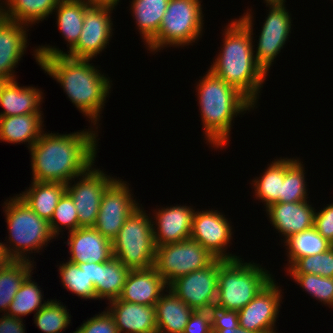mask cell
I'll use <instances>...</instances> for the list:
<instances>
[{"label":"cell","instance_id":"27","mask_svg":"<svg viewBox=\"0 0 333 333\" xmlns=\"http://www.w3.org/2000/svg\"><path fill=\"white\" fill-rule=\"evenodd\" d=\"M4 1V6L2 3V6L0 5V14L10 20L29 26L39 23V21H43L49 15H52L60 0Z\"/></svg>","mask_w":333,"mask_h":333},{"label":"cell","instance_id":"34","mask_svg":"<svg viewBox=\"0 0 333 333\" xmlns=\"http://www.w3.org/2000/svg\"><path fill=\"white\" fill-rule=\"evenodd\" d=\"M64 288L83 299H96L94 284L87 275V263L75 264L67 260L59 266Z\"/></svg>","mask_w":333,"mask_h":333},{"label":"cell","instance_id":"31","mask_svg":"<svg viewBox=\"0 0 333 333\" xmlns=\"http://www.w3.org/2000/svg\"><path fill=\"white\" fill-rule=\"evenodd\" d=\"M33 261L8 260L0 269V312H6L15 294L25 281L32 274Z\"/></svg>","mask_w":333,"mask_h":333},{"label":"cell","instance_id":"28","mask_svg":"<svg viewBox=\"0 0 333 333\" xmlns=\"http://www.w3.org/2000/svg\"><path fill=\"white\" fill-rule=\"evenodd\" d=\"M90 5L87 0H60L54 12L57 13V26L64 40L69 44L70 51L79 40L84 11Z\"/></svg>","mask_w":333,"mask_h":333},{"label":"cell","instance_id":"20","mask_svg":"<svg viewBox=\"0 0 333 333\" xmlns=\"http://www.w3.org/2000/svg\"><path fill=\"white\" fill-rule=\"evenodd\" d=\"M315 208L306 201L279 202L266 208L270 223L273 227L288 239L304 230L313 227Z\"/></svg>","mask_w":333,"mask_h":333},{"label":"cell","instance_id":"22","mask_svg":"<svg viewBox=\"0 0 333 333\" xmlns=\"http://www.w3.org/2000/svg\"><path fill=\"white\" fill-rule=\"evenodd\" d=\"M109 313L119 333H151L157 331L156 307L115 299L109 302Z\"/></svg>","mask_w":333,"mask_h":333},{"label":"cell","instance_id":"18","mask_svg":"<svg viewBox=\"0 0 333 333\" xmlns=\"http://www.w3.org/2000/svg\"><path fill=\"white\" fill-rule=\"evenodd\" d=\"M69 260L75 264L107 262L113 257L112 241L93 227L78 228L69 233Z\"/></svg>","mask_w":333,"mask_h":333},{"label":"cell","instance_id":"51","mask_svg":"<svg viewBox=\"0 0 333 333\" xmlns=\"http://www.w3.org/2000/svg\"><path fill=\"white\" fill-rule=\"evenodd\" d=\"M5 263H0V269L2 268V266L4 265Z\"/></svg>","mask_w":333,"mask_h":333},{"label":"cell","instance_id":"7","mask_svg":"<svg viewBox=\"0 0 333 333\" xmlns=\"http://www.w3.org/2000/svg\"><path fill=\"white\" fill-rule=\"evenodd\" d=\"M142 208L139 206L127 217L112 240L113 257L130 270L150 268L155 262L156 246L152 219Z\"/></svg>","mask_w":333,"mask_h":333},{"label":"cell","instance_id":"41","mask_svg":"<svg viewBox=\"0 0 333 333\" xmlns=\"http://www.w3.org/2000/svg\"><path fill=\"white\" fill-rule=\"evenodd\" d=\"M73 333H119V330L113 316L105 310L87 319Z\"/></svg>","mask_w":333,"mask_h":333},{"label":"cell","instance_id":"6","mask_svg":"<svg viewBox=\"0 0 333 333\" xmlns=\"http://www.w3.org/2000/svg\"><path fill=\"white\" fill-rule=\"evenodd\" d=\"M241 259H219L218 308L240 311L273 279L261 265Z\"/></svg>","mask_w":333,"mask_h":333},{"label":"cell","instance_id":"24","mask_svg":"<svg viewBox=\"0 0 333 333\" xmlns=\"http://www.w3.org/2000/svg\"><path fill=\"white\" fill-rule=\"evenodd\" d=\"M42 113L0 117V140L20 144L28 142L30 149L44 132Z\"/></svg>","mask_w":333,"mask_h":333},{"label":"cell","instance_id":"50","mask_svg":"<svg viewBox=\"0 0 333 333\" xmlns=\"http://www.w3.org/2000/svg\"><path fill=\"white\" fill-rule=\"evenodd\" d=\"M6 82H7V79H6L4 76L0 75V91H1L2 86H3Z\"/></svg>","mask_w":333,"mask_h":333},{"label":"cell","instance_id":"3","mask_svg":"<svg viewBox=\"0 0 333 333\" xmlns=\"http://www.w3.org/2000/svg\"><path fill=\"white\" fill-rule=\"evenodd\" d=\"M39 66L61 84L79 111L98 125L100 112L110 92L111 80L95 68L91 59H74L66 55L38 58Z\"/></svg>","mask_w":333,"mask_h":333},{"label":"cell","instance_id":"47","mask_svg":"<svg viewBox=\"0 0 333 333\" xmlns=\"http://www.w3.org/2000/svg\"><path fill=\"white\" fill-rule=\"evenodd\" d=\"M213 333H254L242 327H228L225 329H212Z\"/></svg>","mask_w":333,"mask_h":333},{"label":"cell","instance_id":"36","mask_svg":"<svg viewBox=\"0 0 333 333\" xmlns=\"http://www.w3.org/2000/svg\"><path fill=\"white\" fill-rule=\"evenodd\" d=\"M31 275L25 279L15 294L14 299L10 303L7 315L21 319L22 316L30 314L33 311L36 314L47 304L46 301L42 303V290H40L41 288L37 285V282L31 280Z\"/></svg>","mask_w":333,"mask_h":333},{"label":"cell","instance_id":"35","mask_svg":"<svg viewBox=\"0 0 333 333\" xmlns=\"http://www.w3.org/2000/svg\"><path fill=\"white\" fill-rule=\"evenodd\" d=\"M302 163L299 159L285 158V175L279 202H300L309 198Z\"/></svg>","mask_w":333,"mask_h":333},{"label":"cell","instance_id":"46","mask_svg":"<svg viewBox=\"0 0 333 333\" xmlns=\"http://www.w3.org/2000/svg\"><path fill=\"white\" fill-rule=\"evenodd\" d=\"M97 274H98V263H88L87 262V275L88 278L92 281L95 288V280H97Z\"/></svg>","mask_w":333,"mask_h":333},{"label":"cell","instance_id":"9","mask_svg":"<svg viewBox=\"0 0 333 333\" xmlns=\"http://www.w3.org/2000/svg\"><path fill=\"white\" fill-rule=\"evenodd\" d=\"M115 9L111 6L90 4L84 11V22L77 44L66 53L55 46H38L34 51V58L39 65L38 58L66 55L74 59H93L100 54L113 34L111 13Z\"/></svg>","mask_w":333,"mask_h":333},{"label":"cell","instance_id":"29","mask_svg":"<svg viewBox=\"0 0 333 333\" xmlns=\"http://www.w3.org/2000/svg\"><path fill=\"white\" fill-rule=\"evenodd\" d=\"M169 0H132L131 12L146 45L157 35Z\"/></svg>","mask_w":333,"mask_h":333},{"label":"cell","instance_id":"45","mask_svg":"<svg viewBox=\"0 0 333 333\" xmlns=\"http://www.w3.org/2000/svg\"><path fill=\"white\" fill-rule=\"evenodd\" d=\"M0 318V333H25V324L22 318H16L6 313Z\"/></svg>","mask_w":333,"mask_h":333},{"label":"cell","instance_id":"48","mask_svg":"<svg viewBox=\"0 0 333 333\" xmlns=\"http://www.w3.org/2000/svg\"><path fill=\"white\" fill-rule=\"evenodd\" d=\"M92 5L117 6L119 0H87Z\"/></svg>","mask_w":333,"mask_h":333},{"label":"cell","instance_id":"38","mask_svg":"<svg viewBox=\"0 0 333 333\" xmlns=\"http://www.w3.org/2000/svg\"><path fill=\"white\" fill-rule=\"evenodd\" d=\"M287 272L333 277V246L326 252L297 259L290 267H287Z\"/></svg>","mask_w":333,"mask_h":333},{"label":"cell","instance_id":"17","mask_svg":"<svg viewBox=\"0 0 333 333\" xmlns=\"http://www.w3.org/2000/svg\"><path fill=\"white\" fill-rule=\"evenodd\" d=\"M194 213L195 210L186 205L158 209L152 221L155 246L190 239Z\"/></svg>","mask_w":333,"mask_h":333},{"label":"cell","instance_id":"13","mask_svg":"<svg viewBox=\"0 0 333 333\" xmlns=\"http://www.w3.org/2000/svg\"><path fill=\"white\" fill-rule=\"evenodd\" d=\"M219 258L174 280L168 288L194 311H210L217 300Z\"/></svg>","mask_w":333,"mask_h":333},{"label":"cell","instance_id":"15","mask_svg":"<svg viewBox=\"0 0 333 333\" xmlns=\"http://www.w3.org/2000/svg\"><path fill=\"white\" fill-rule=\"evenodd\" d=\"M218 210L195 211L193 216L190 238L213 256L223 260L239 258L236 255L226 253L228 244L232 240V226L225 215Z\"/></svg>","mask_w":333,"mask_h":333},{"label":"cell","instance_id":"21","mask_svg":"<svg viewBox=\"0 0 333 333\" xmlns=\"http://www.w3.org/2000/svg\"><path fill=\"white\" fill-rule=\"evenodd\" d=\"M27 28L0 14V75L7 80L16 79L14 68H17L28 46Z\"/></svg>","mask_w":333,"mask_h":333},{"label":"cell","instance_id":"39","mask_svg":"<svg viewBox=\"0 0 333 333\" xmlns=\"http://www.w3.org/2000/svg\"><path fill=\"white\" fill-rule=\"evenodd\" d=\"M313 298L323 304L333 307V277H323L314 274H290Z\"/></svg>","mask_w":333,"mask_h":333},{"label":"cell","instance_id":"40","mask_svg":"<svg viewBox=\"0 0 333 333\" xmlns=\"http://www.w3.org/2000/svg\"><path fill=\"white\" fill-rule=\"evenodd\" d=\"M62 225L63 227L66 226L65 228L69 229L68 233L81 228L78 223L76 207L73 200L67 193L61 197L55 211L53 212L51 220L49 221L51 232L55 238L59 236V232H63L61 230L63 228Z\"/></svg>","mask_w":333,"mask_h":333},{"label":"cell","instance_id":"16","mask_svg":"<svg viewBox=\"0 0 333 333\" xmlns=\"http://www.w3.org/2000/svg\"><path fill=\"white\" fill-rule=\"evenodd\" d=\"M274 278L240 311L239 326L254 333H276L282 294Z\"/></svg>","mask_w":333,"mask_h":333},{"label":"cell","instance_id":"44","mask_svg":"<svg viewBox=\"0 0 333 333\" xmlns=\"http://www.w3.org/2000/svg\"><path fill=\"white\" fill-rule=\"evenodd\" d=\"M210 313L212 318V329L239 327L238 311L224 310L213 306Z\"/></svg>","mask_w":333,"mask_h":333},{"label":"cell","instance_id":"5","mask_svg":"<svg viewBox=\"0 0 333 333\" xmlns=\"http://www.w3.org/2000/svg\"><path fill=\"white\" fill-rule=\"evenodd\" d=\"M4 205L10 243L9 246L3 244L4 252L9 260L29 261L28 252L39 253L54 239L49 222L40 218L18 194L7 199Z\"/></svg>","mask_w":333,"mask_h":333},{"label":"cell","instance_id":"26","mask_svg":"<svg viewBox=\"0 0 333 333\" xmlns=\"http://www.w3.org/2000/svg\"><path fill=\"white\" fill-rule=\"evenodd\" d=\"M26 191L19 193V197L40 217L48 222L53 212L66 193V184L57 182L33 181Z\"/></svg>","mask_w":333,"mask_h":333},{"label":"cell","instance_id":"30","mask_svg":"<svg viewBox=\"0 0 333 333\" xmlns=\"http://www.w3.org/2000/svg\"><path fill=\"white\" fill-rule=\"evenodd\" d=\"M129 271L128 267L114 257L107 262L98 263L96 299H107L109 302L118 299Z\"/></svg>","mask_w":333,"mask_h":333},{"label":"cell","instance_id":"23","mask_svg":"<svg viewBox=\"0 0 333 333\" xmlns=\"http://www.w3.org/2000/svg\"><path fill=\"white\" fill-rule=\"evenodd\" d=\"M16 79L7 80L0 91V105L4 111L0 117L24 115L28 113H42L40 104L43 93L36 87L19 86Z\"/></svg>","mask_w":333,"mask_h":333},{"label":"cell","instance_id":"4","mask_svg":"<svg viewBox=\"0 0 333 333\" xmlns=\"http://www.w3.org/2000/svg\"><path fill=\"white\" fill-rule=\"evenodd\" d=\"M206 73L196 87L204 138L212 147L222 149L228 145L234 117L255 106L209 69Z\"/></svg>","mask_w":333,"mask_h":333},{"label":"cell","instance_id":"37","mask_svg":"<svg viewBox=\"0 0 333 333\" xmlns=\"http://www.w3.org/2000/svg\"><path fill=\"white\" fill-rule=\"evenodd\" d=\"M34 323L44 333H63L71 323V315L66 306L48 299L47 304L34 314Z\"/></svg>","mask_w":333,"mask_h":333},{"label":"cell","instance_id":"8","mask_svg":"<svg viewBox=\"0 0 333 333\" xmlns=\"http://www.w3.org/2000/svg\"><path fill=\"white\" fill-rule=\"evenodd\" d=\"M200 0H169L157 35L147 44L158 52L164 47L192 45L203 33V11Z\"/></svg>","mask_w":333,"mask_h":333},{"label":"cell","instance_id":"42","mask_svg":"<svg viewBox=\"0 0 333 333\" xmlns=\"http://www.w3.org/2000/svg\"><path fill=\"white\" fill-rule=\"evenodd\" d=\"M313 227L317 232L333 244V203L315 211Z\"/></svg>","mask_w":333,"mask_h":333},{"label":"cell","instance_id":"11","mask_svg":"<svg viewBox=\"0 0 333 333\" xmlns=\"http://www.w3.org/2000/svg\"><path fill=\"white\" fill-rule=\"evenodd\" d=\"M269 14L263 23L254 54L257 64L268 75L272 62L286 44L291 33V15L286 10L285 0H264Z\"/></svg>","mask_w":333,"mask_h":333},{"label":"cell","instance_id":"32","mask_svg":"<svg viewBox=\"0 0 333 333\" xmlns=\"http://www.w3.org/2000/svg\"><path fill=\"white\" fill-rule=\"evenodd\" d=\"M260 177L252 180L256 199L264 202L265 208L274 203H279L282 184L285 175V158L272 161Z\"/></svg>","mask_w":333,"mask_h":333},{"label":"cell","instance_id":"43","mask_svg":"<svg viewBox=\"0 0 333 333\" xmlns=\"http://www.w3.org/2000/svg\"><path fill=\"white\" fill-rule=\"evenodd\" d=\"M183 333H213L210 311H193Z\"/></svg>","mask_w":333,"mask_h":333},{"label":"cell","instance_id":"19","mask_svg":"<svg viewBox=\"0 0 333 333\" xmlns=\"http://www.w3.org/2000/svg\"><path fill=\"white\" fill-rule=\"evenodd\" d=\"M168 285L154 266L131 269L127 275L119 300L128 303L155 306Z\"/></svg>","mask_w":333,"mask_h":333},{"label":"cell","instance_id":"12","mask_svg":"<svg viewBox=\"0 0 333 333\" xmlns=\"http://www.w3.org/2000/svg\"><path fill=\"white\" fill-rule=\"evenodd\" d=\"M79 181L66 184V193L71 197L78 214L81 228L93 227L100 209L101 199L106 188L116 179L102 170L94 168V164L79 176Z\"/></svg>","mask_w":333,"mask_h":333},{"label":"cell","instance_id":"10","mask_svg":"<svg viewBox=\"0 0 333 333\" xmlns=\"http://www.w3.org/2000/svg\"><path fill=\"white\" fill-rule=\"evenodd\" d=\"M215 259L207 249L190 238L156 247L154 267L169 286L177 278L203 269Z\"/></svg>","mask_w":333,"mask_h":333},{"label":"cell","instance_id":"33","mask_svg":"<svg viewBox=\"0 0 333 333\" xmlns=\"http://www.w3.org/2000/svg\"><path fill=\"white\" fill-rule=\"evenodd\" d=\"M288 249V266L290 267L297 259L305 256L316 255L326 252L333 244L326 238H323L317 230L312 227L303 232L291 235L288 239L283 240Z\"/></svg>","mask_w":333,"mask_h":333},{"label":"cell","instance_id":"1","mask_svg":"<svg viewBox=\"0 0 333 333\" xmlns=\"http://www.w3.org/2000/svg\"><path fill=\"white\" fill-rule=\"evenodd\" d=\"M96 132L93 127L70 134L43 132L29 149L33 181L67 184L79 178L95 163Z\"/></svg>","mask_w":333,"mask_h":333},{"label":"cell","instance_id":"14","mask_svg":"<svg viewBox=\"0 0 333 333\" xmlns=\"http://www.w3.org/2000/svg\"><path fill=\"white\" fill-rule=\"evenodd\" d=\"M122 180L116 178L104 191L93 226L111 241L117 236L127 217L140 206L133 199L127 182Z\"/></svg>","mask_w":333,"mask_h":333},{"label":"cell","instance_id":"25","mask_svg":"<svg viewBox=\"0 0 333 333\" xmlns=\"http://www.w3.org/2000/svg\"><path fill=\"white\" fill-rule=\"evenodd\" d=\"M156 302V323L160 333H183L193 309L167 288Z\"/></svg>","mask_w":333,"mask_h":333},{"label":"cell","instance_id":"49","mask_svg":"<svg viewBox=\"0 0 333 333\" xmlns=\"http://www.w3.org/2000/svg\"><path fill=\"white\" fill-rule=\"evenodd\" d=\"M9 259L7 258L4 248H3V242H0V263H6Z\"/></svg>","mask_w":333,"mask_h":333},{"label":"cell","instance_id":"2","mask_svg":"<svg viewBox=\"0 0 333 333\" xmlns=\"http://www.w3.org/2000/svg\"><path fill=\"white\" fill-rule=\"evenodd\" d=\"M251 11L228 23L222 34L223 47L209 70L236 88L255 106L267 74L254 56Z\"/></svg>","mask_w":333,"mask_h":333}]
</instances>
